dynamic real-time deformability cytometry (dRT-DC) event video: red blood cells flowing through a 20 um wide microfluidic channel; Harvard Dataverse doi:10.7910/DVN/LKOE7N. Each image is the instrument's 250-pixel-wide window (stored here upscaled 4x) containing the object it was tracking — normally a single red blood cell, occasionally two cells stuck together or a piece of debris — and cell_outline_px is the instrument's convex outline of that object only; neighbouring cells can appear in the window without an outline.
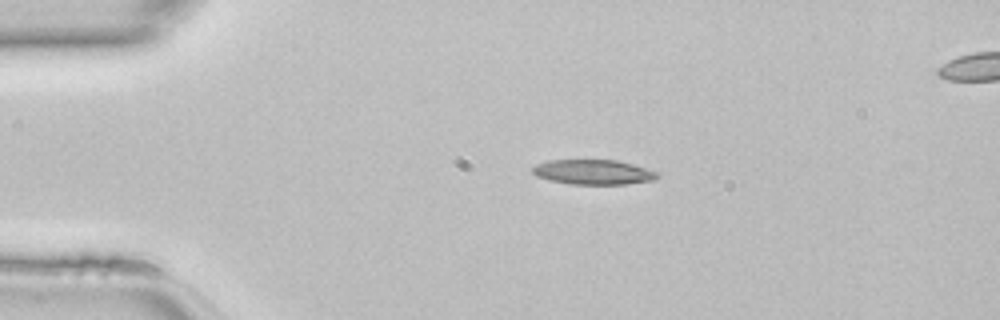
{"species": "common noctule bat (a hibernating species)", "species_latin": "Nyctalus noctula", "temperature_condition": "room temperature", "stored_images_in_passage": 39, "camera_frame_rate_fps": 3000, "um_per_image_px": 0.085, "animal": {"sex": "female", "body_mass_g": 22.7, "forearm_length_mm": 54.2}, "frame": {"image": 1, "passage_image": 1, "time_ms": 0.0, "image_size_px": [1000, 320], "cell_outline_px": [[660, 176], [656, 180], [624, 184], [568, 184], [548, 180], [536, 176], [532, 172], [532, 168], [536, 164], [548, 160], [616, 160], [632, 164], [660, 172]], "centroid_in_image_um": [50.44, 14.63], "position_along_channel_um": 34.6, "area_um2": 18.26}}
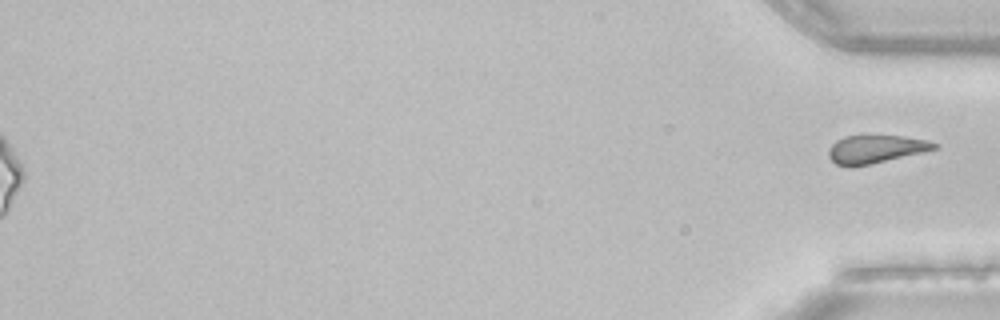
{"frame": {"image": 2, "passage_image": 39, "time_ms": 12.667, "image_size_px": [1000, 320], "cell_outline_px": [[940, 148], [924, 152], [852, 168], [848, 168], [836, 164], [828, 156], [828, 148], [836, 140], [844, 136], [900, 136], [928, 140], [940, 144]], "centroid_in_image_um": [74.43, 12.69], "position_along_channel_um": 360.8, "area_um2": 17.51}}